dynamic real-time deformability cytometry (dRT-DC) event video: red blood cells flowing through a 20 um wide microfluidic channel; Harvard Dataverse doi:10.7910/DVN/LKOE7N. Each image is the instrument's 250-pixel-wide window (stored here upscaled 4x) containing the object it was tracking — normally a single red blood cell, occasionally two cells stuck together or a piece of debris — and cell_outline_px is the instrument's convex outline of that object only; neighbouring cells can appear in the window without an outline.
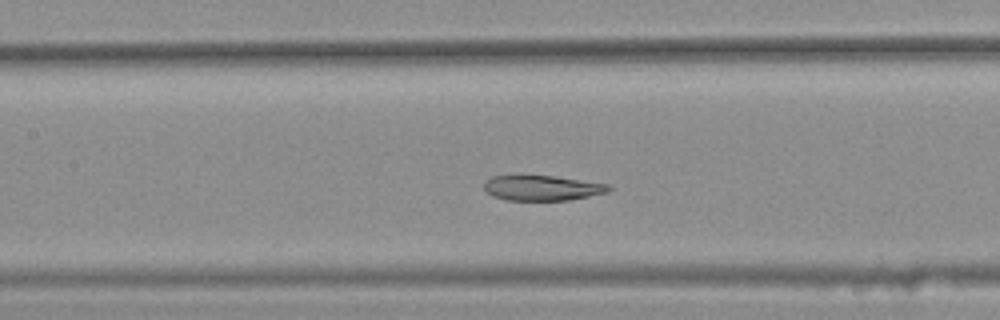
{"species": "common noctule bat (a hibernating species)", "species_latin": "Nyctalus noctula", "temperature_condition": "warm", "stored_images_in_passage": 40, "segment_of_instrument_passage": [2, 2], "camera_frame_rate_fps": 3000, "um_per_image_px": 0.085, "animal": {"sex": "female", "body_mass_g": 25.1}, "frame": {"image": 1, "passage_image": 21, "time_ms": 6.667, "image_size_px": [1000, 320], "cell_outline_px": [[612, 188], [608, 192], [568, 200], [508, 200], [492, 196], [484, 188], [484, 180], [492, 176], [552, 176], [608, 184]], "centroid_in_image_um": [46.06, 15.98], "position_along_channel_um": 161.3, "area_um2": 18.03}}
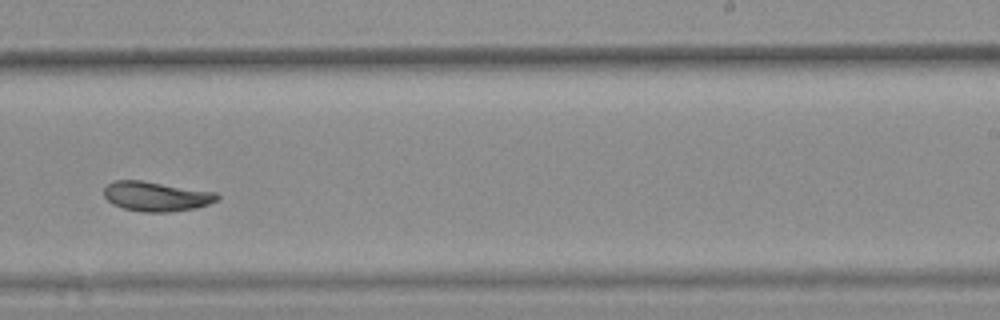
{"frame": {"image": 2, "passage_image": 30, "time_ms": 9.667, "image_size_px": [1000, 320], "cell_outline_px": [[220, 200], [196, 208], [168, 212], [140, 212], [124, 208], [112, 204], [104, 196], [104, 188], [112, 180], [140, 180], [216, 192], [220, 196]], "centroid_in_image_um": [13.28, 16.69], "position_along_channel_um": 275.7, "area_um2": 19.65}}
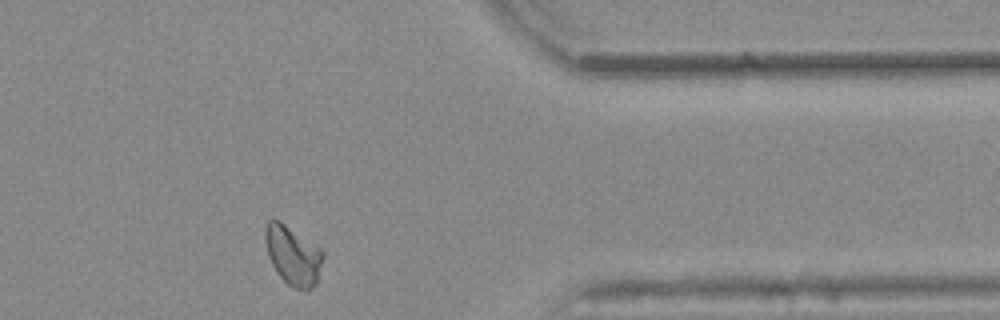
{"frame": {"image": 3, "passage_image": 40, "time_ms": 13.0, "image_size_px": [1000, 320], "cell_outline_px": [[324, 256], [316, 284], [312, 288], [296, 288], [288, 284], [276, 272], [268, 256], [264, 240], [264, 228], [268, 220], [272, 216], [280, 220], [320, 248], [324, 252]], "centroid_in_image_um": [24.86, 21.65], "position_along_channel_um": 386.5, "area_um2": 20.0}}